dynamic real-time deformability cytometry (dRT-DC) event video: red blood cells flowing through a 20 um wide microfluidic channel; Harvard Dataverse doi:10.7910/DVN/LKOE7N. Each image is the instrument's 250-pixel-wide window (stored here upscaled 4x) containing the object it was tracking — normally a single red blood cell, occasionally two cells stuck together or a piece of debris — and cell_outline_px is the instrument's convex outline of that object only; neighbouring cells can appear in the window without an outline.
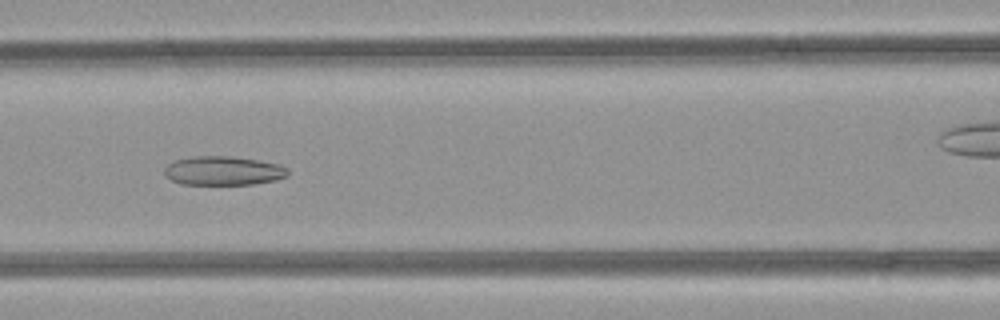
{"species": "common noctule bat (a hibernating species)", "species_latin": "Nyctalus noctula", "temperature_condition": "room temperature", "stored_images_in_passage": 35, "camera_frame_rate_fps": 3000, "um_per_image_px": 0.085, "animal": {"sex": "female", "body_mass_g": 21.9}, "frame": {"image": 1, "passage_image": 12, "time_ms": 3.667, "image_size_px": [1000, 320], "cell_outline_px": [[288, 176], [276, 180], [256, 184], [180, 184], [164, 176], [164, 168], [172, 160], [196, 156], [232, 156], [280, 164], [288, 168]], "centroid_in_image_um": [18.97, 14.51], "position_along_channel_um": 147.6, "area_um2": 21.04}}
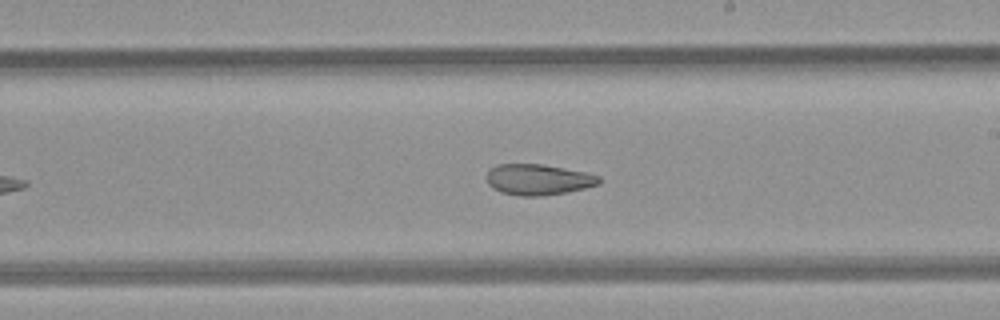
{"frame": {"image": 2, "passage_image": 19, "time_ms": 6.0, "image_size_px": [1000, 320], "cell_outline_px": [[600, 184], [568, 192], [540, 196], [520, 196], [500, 192], [492, 188], [488, 184], [488, 172], [496, 164], [540, 164], [588, 172], [600, 176]], "centroid_in_image_um": [45.77, 15.27], "position_along_channel_um": 243.2, "area_um2": 20.23}}
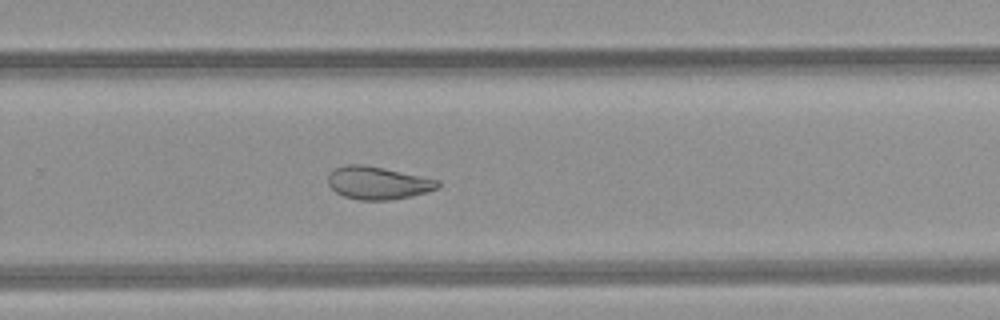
{"frame": {"image": 3, "passage_image": 23, "time_ms": 7.333, "image_size_px": [1000, 320], "cell_outline_px": [[440, 188], [408, 196], [388, 200], [360, 200], [344, 196], [336, 192], [328, 184], [328, 176], [336, 168], [348, 164], [360, 164], [384, 168], [440, 180]], "centroid_in_image_um": [32.13, 15.54], "position_along_channel_um": 297.7, "area_um2": 20.69}, "authors_computed_cell_mechanics": {"area_um2": 22.1374, "velocity_mm_per_s": 4.1051, "shape_relaxation_time_tau1_ms": null, "shape_relaxation_time_tau2_ms": 3.4697, "deformation_change_tau1": null, "deformation_change_tau2": 0.1058}}